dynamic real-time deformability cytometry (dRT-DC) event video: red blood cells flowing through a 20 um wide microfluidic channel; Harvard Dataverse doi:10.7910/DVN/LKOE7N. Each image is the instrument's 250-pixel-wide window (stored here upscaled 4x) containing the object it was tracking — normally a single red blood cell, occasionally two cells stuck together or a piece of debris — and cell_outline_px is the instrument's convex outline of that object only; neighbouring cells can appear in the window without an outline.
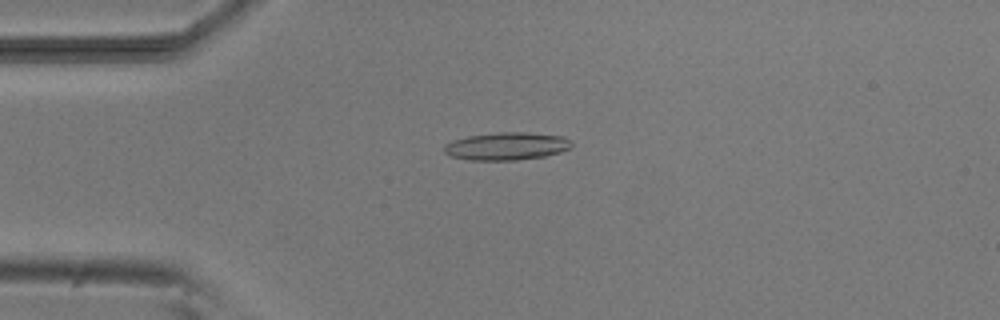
{"species": "common noctule bat (a hibernating species)", "species_latin": "Nyctalus noctula", "temperature_condition": "room temperature", "stored_images_in_passage": 8, "camera_frame_rate_fps": 3000, "um_per_image_px": 0.085, "animal": {"sex": "male", "body_mass_g": 20.5, "forearm_length_mm": 52.5}, "frame": {"image": 1, "passage_image": 4, "time_ms": 3.333, "image_size_px": [1000, 320], "cell_outline_px": [[572, 144], [568, 148], [560, 152], [544, 156], [516, 160], [468, 160], [452, 156], [444, 152], [444, 144], [452, 140], [468, 136], [500, 132], [528, 132], [564, 136], [572, 140]], "centroid_in_image_um": [43.06, 12.42], "position_along_channel_um": 41.9, "area_um2": 20.63}}
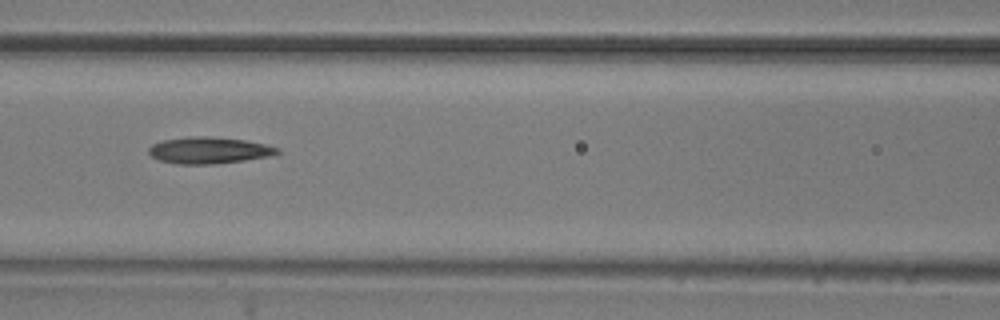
{"frame": {"image": 2, "passage_image": 7, "time_ms": 6.667, "image_size_px": [1000, 320], "cell_outline_px": [[280, 152], [276, 156], [216, 164], [176, 164], [160, 160], [152, 156], [148, 152], [148, 148], [152, 144], [164, 140], [188, 136], [208, 136], [244, 140], [264, 144], [280, 148]], "centroid_in_image_um": [17.8, 12.78], "position_along_channel_um": 148.8, "area_um2": 20.11}}
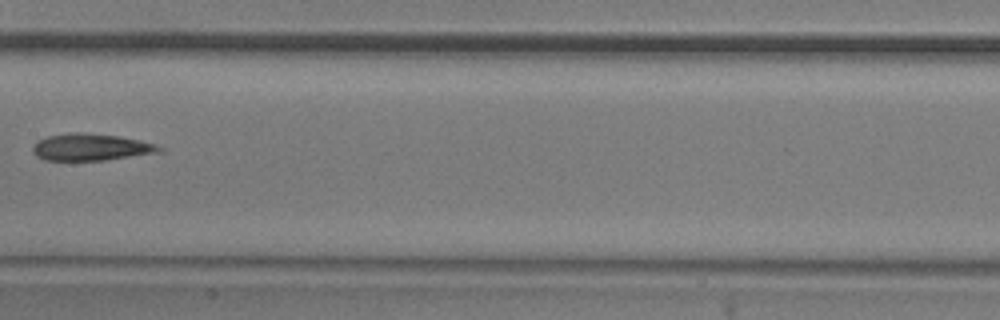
{"frame": {"image": 3, "passage_image": 8, "time_ms": 8.0, "image_size_px": [1000, 320], "cell_outline_px": [[164, 152], [104, 160], [44, 160], [36, 156], [32, 152], [32, 148], [36, 140], [48, 136], [72, 132], [80, 132], [116, 136], [140, 140], [164, 148]], "centroid_in_image_um": [7.7, 12.51], "position_along_channel_um": 199.7, "area_um2": 19.83}}